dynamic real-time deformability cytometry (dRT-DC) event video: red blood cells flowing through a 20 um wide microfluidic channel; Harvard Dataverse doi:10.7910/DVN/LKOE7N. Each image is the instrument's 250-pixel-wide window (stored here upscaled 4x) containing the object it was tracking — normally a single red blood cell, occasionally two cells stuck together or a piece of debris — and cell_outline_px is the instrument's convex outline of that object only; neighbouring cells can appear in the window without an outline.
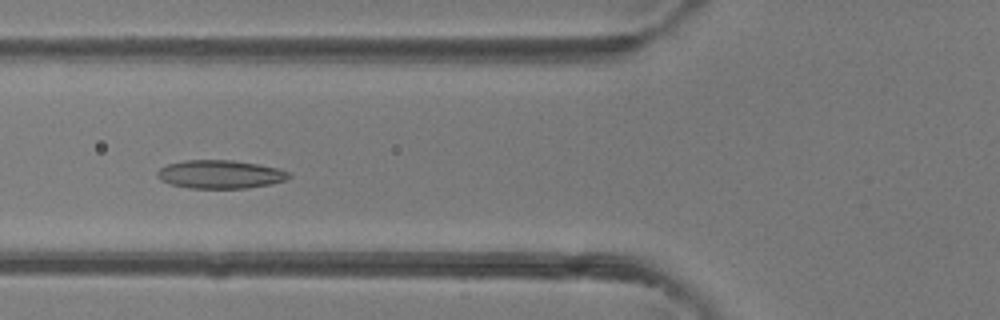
{"species": "common noctule bat (a hibernating species)", "species_latin": "Nyctalus noctula", "temperature_condition": "room temperature", "stored_images_in_passage": 4, "camera_frame_rate_fps": 3000, "um_per_image_px": 0.085, "animal": {"sex": "female"}, "frame": {"image": 1, "passage_image": 4, "time_ms": 3.333, "image_size_px": [1000, 320], "cell_outline_px": [[292, 176], [288, 180], [272, 184], [248, 188], [188, 188], [172, 184], [160, 180], [156, 176], [156, 172], [160, 168], [168, 164], [184, 160], [232, 160], [260, 164], [280, 168], [288, 172]], "centroid_in_image_um": [18.76, 14.81], "position_along_channel_um": 107.0, "area_um2": 22.02}}